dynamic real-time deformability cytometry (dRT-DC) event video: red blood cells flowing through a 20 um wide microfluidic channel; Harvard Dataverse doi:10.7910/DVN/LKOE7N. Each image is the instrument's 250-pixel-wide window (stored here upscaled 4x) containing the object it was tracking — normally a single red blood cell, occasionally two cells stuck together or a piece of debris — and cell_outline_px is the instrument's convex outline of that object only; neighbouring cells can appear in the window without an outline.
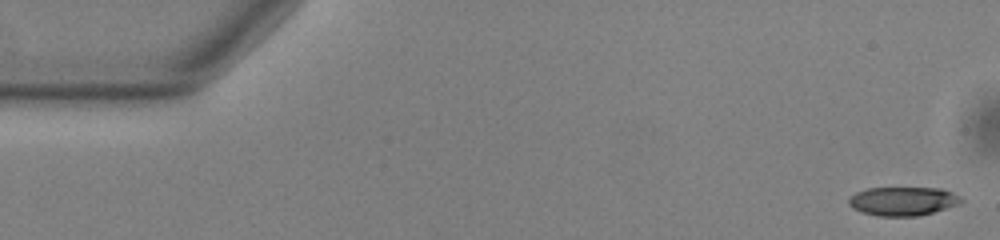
{"species": "common noctule bat (a hibernating species)", "species_latin": "Nyctalus noctula", "temperature_condition": "warm", "stored_images_in_passage": 23, "camera_frame_rate_fps": 3000, "um_per_image_px": 0.085, "animal": {"sex": "male", "body_mass_g": 13.0, "forearm_length_mm": 53.1}, "frame": {"image": 1, "passage_image": 1, "time_ms": 0.0, "image_size_px": [1000, 240], "cell_outline_px": [[964, 200], [956, 204], [932, 212], [916, 216], [876, 216], [860, 212], [852, 208], [848, 204], [848, 200], [856, 192], [868, 188], [940, 188], [952, 192]], "centroid_in_image_um": [76.68, 17.1], "position_along_channel_um": 8.3, "area_um2": 18.67}}
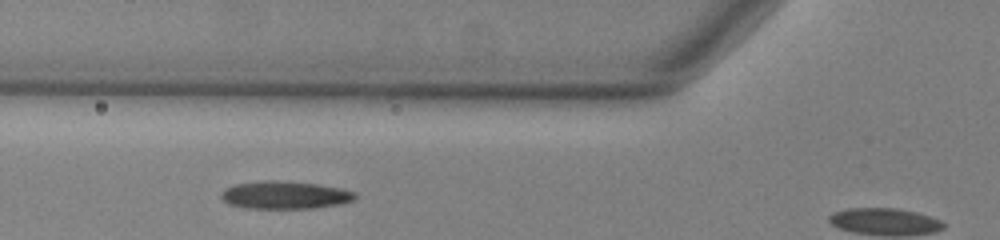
{"frame": {"image": 2, "passage_image": 19, "time_ms": 6.0, "image_size_px": [1000, 240], "cell_outline_px": [[356, 196], [352, 200], [340, 204], [312, 208], [244, 208], [228, 204], [220, 196], [220, 192], [224, 188], [236, 184], [264, 180], [280, 180], [316, 184], [340, 188], [356, 192]], "centroid_in_image_um": [24.17, 16.57], "position_along_channel_um": 101.6, "area_um2": 21.68}}
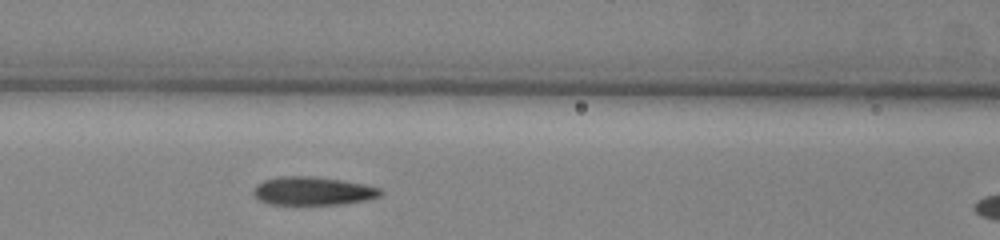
{"frame": {"image": 3, "passage_image": 22, "time_ms": 7.0, "image_size_px": [1000, 240], "cell_outline_px": [[384, 192], [380, 196], [368, 200], [344, 204], [268, 204], [260, 200], [252, 192], [256, 184], [264, 180], [280, 176], [312, 176], [340, 180], [364, 184], [380, 188]], "centroid_in_image_um": [26.61, 16.23], "position_along_channel_um": 140.0, "area_um2": 21.04}}